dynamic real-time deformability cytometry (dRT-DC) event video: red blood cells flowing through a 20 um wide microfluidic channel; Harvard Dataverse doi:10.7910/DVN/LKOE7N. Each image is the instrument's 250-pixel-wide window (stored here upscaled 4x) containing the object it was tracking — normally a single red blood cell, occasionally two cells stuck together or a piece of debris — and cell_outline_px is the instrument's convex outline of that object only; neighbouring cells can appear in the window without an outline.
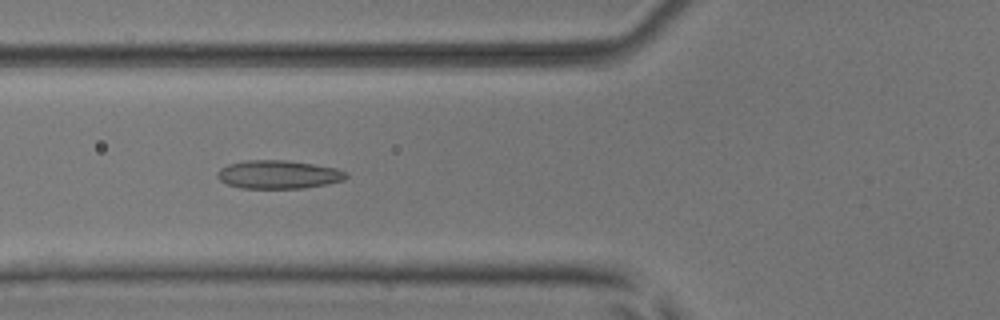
{"species": "common noctule bat (a hibernating species)", "species_latin": "Nyctalus noctula", "temperature_condition": "room temperature", "stored_images_in_passage": 7, "camera_frame_rate_fps": 3000, "um_per_image_px": 0.085, "animal": {"sex": "male", "body_mass_g": 17.9, "forearm_length_mm": 54.2}, "frame": {"image": 1, "passage_image": 6, "time_ms": 5.667, "image_size_px": [1000, 320], "cell_outline_px": [[348, 176], [344, 180], [328, 184], [304, 188], [240, 188], [228, 184], [220, 180], [216, 176], [216, 172], [220, 168], [228, 164], [248, 160], [284, 160], [312, 164], [336, 168], [348, 172]], "centroid_in_image_um": [23.67, 14.83], "position_along_channel_um": 102.1, "area_um2": 21.33}}
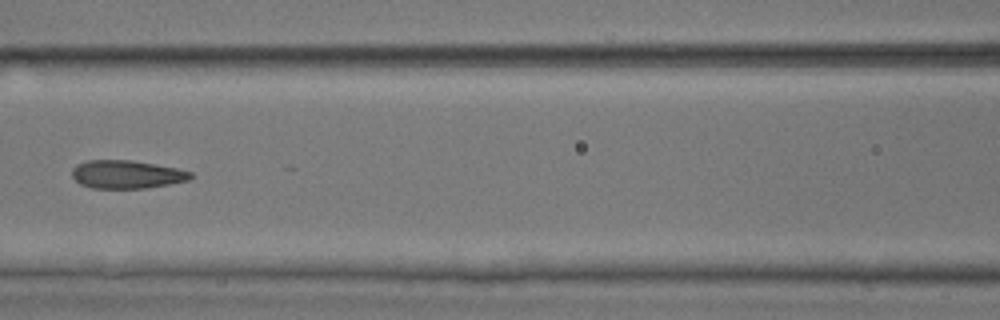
{"frame": {"image": 2, "passage_image": 7, "time_ms": 7.0, "image_size_px": [1000, 320], "cell_outline_px": [[192, 176], [188, 180], [168, 184], [144, 188], [92, 188], [80, 184], [72, 176], [72, 168], [76, 164], [88, 160], [132, 160], [176, 168], [192, 172]], "centroid_in_image_um": [10.73, 14.82], "position_along_channel_um": 155.9, "area_um2": 19.36}}